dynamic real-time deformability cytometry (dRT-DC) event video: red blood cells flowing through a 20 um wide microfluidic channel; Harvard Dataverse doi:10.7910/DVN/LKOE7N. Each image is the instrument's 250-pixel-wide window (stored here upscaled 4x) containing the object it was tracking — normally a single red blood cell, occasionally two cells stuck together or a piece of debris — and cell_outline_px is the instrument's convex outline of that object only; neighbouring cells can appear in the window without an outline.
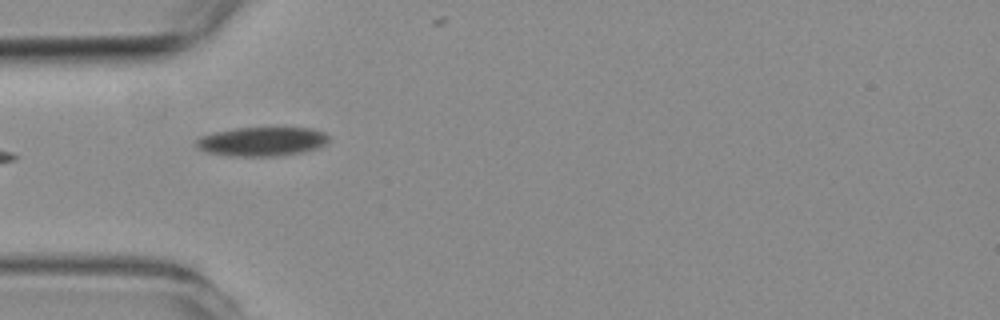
{"species": "common noctule bat (a hibernating species)", "species_latin": "Nyctalus noctula", "temperature_condition": "room temperature", "stored_images_in_passage": 7, "camera_frame_rate_fps": 3000, "um_per_image_px": 0.085, "animal": {"sex": "female", "body_mass_g": 19.3, "forearm_length_mm": 54.1}, "frame": {"image": 1, "passage_image": 2, "time_ms": 1.0, "image_size_px": [1000, 320], "cell_outline_px": [[328, 140], [324, 144], [316, 148], [304, 152], [280, 156], [228, 156], [208, 152], [196, 148], [196, 140], [200, 136], [216, 132], [236, 128], [312, 128], [324, 132], [328, 136]], "centroid_in_image_um": [22.25, 12.03], "position_along_channel_um": 62.7, "area_um2": 22.43}}
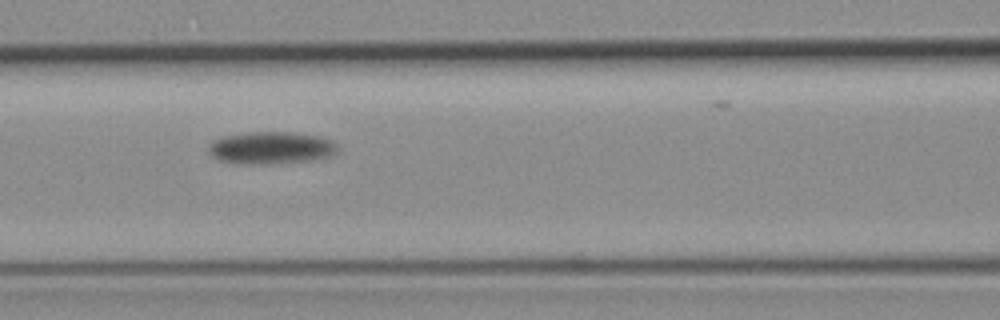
{"frame": {"image": 2, "passage_image": 4, "time_ms": 3.333, "image_size_px": [1000, 320], "cell_outline_px": [[340, 148], [332, 156], [312, 160], [268, 164], [236, 164], [220, 160], [212, 156], [208, 152], [208, 144], [212, 140], [220, 136], [252, 132], [292, 132], [320, 136], [332, 140]], "centroid_in_image_um": [23.02, 12.56], "position_along_channel_um": 143.6, "area_um2": 24.74}}
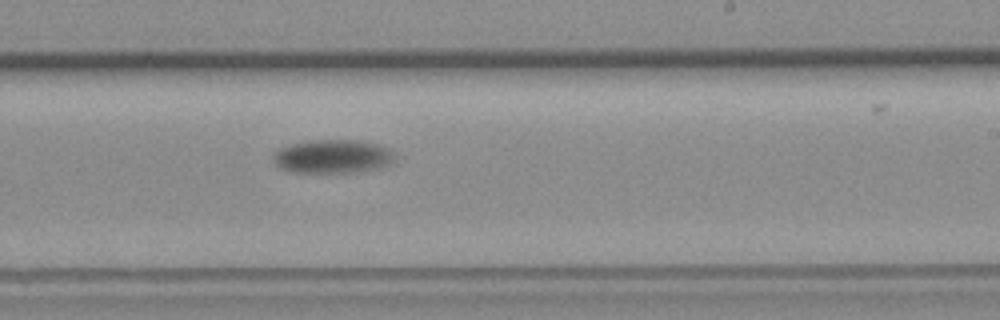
{"frame": {"image": 3, "passage_image": 7, "time_ms": 6.667, "image_size_px": [1000, 320], "cell_outline_px": [[396, 160], [392, 164], [380, 168], [356, 172], [288, 172], [280, 168], [272, 160], [272, 152], [280, 148], [292, 144], [308, 140], [352, 140], [380, 144], [388, 148], [396, 156]], "centroid_in_image_um": [28.28, 13.3], "position_along_channel_um": 260.7, "area_um2": 24.16}}